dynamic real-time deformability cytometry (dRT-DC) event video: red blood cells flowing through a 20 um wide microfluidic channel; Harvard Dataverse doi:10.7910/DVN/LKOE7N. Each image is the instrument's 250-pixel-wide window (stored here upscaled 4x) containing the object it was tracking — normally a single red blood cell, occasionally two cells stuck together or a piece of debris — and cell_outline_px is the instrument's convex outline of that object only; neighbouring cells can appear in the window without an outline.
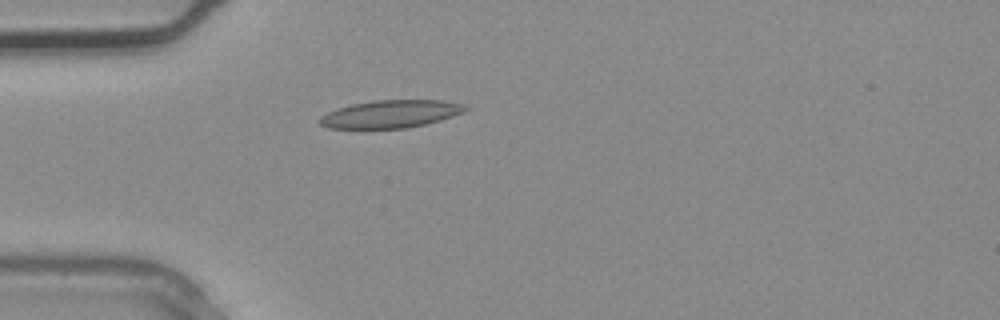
{"species": "common noctule bat (a hibernating species)", "species_latin": "Nyctalus noctula", "temperature_condition": "warm", "stored_images_in_passage": 1, "camera_frame_rate_fps": 3000, "um_per_image_px": 0.085, "animal": {"sex": "male", "body_mass_g": 20.4}, "frame": {"image": 1, "passage_image": 1, "time_ms": 0.0, "image_size_px": [1000, 320], "cell_outline_px": [[472, 108], [464, 112], [440, 120], [408, 128], [328, 128], [320, 124], [316, 120], [320, 116], [336, 108], [352, 104], [376, 100], [444, 100], [464, 104]], "centroid_in_image_um": [33.21, 9.68], "position_along_channel_um": 51.8, "area_um2": 23.64}}